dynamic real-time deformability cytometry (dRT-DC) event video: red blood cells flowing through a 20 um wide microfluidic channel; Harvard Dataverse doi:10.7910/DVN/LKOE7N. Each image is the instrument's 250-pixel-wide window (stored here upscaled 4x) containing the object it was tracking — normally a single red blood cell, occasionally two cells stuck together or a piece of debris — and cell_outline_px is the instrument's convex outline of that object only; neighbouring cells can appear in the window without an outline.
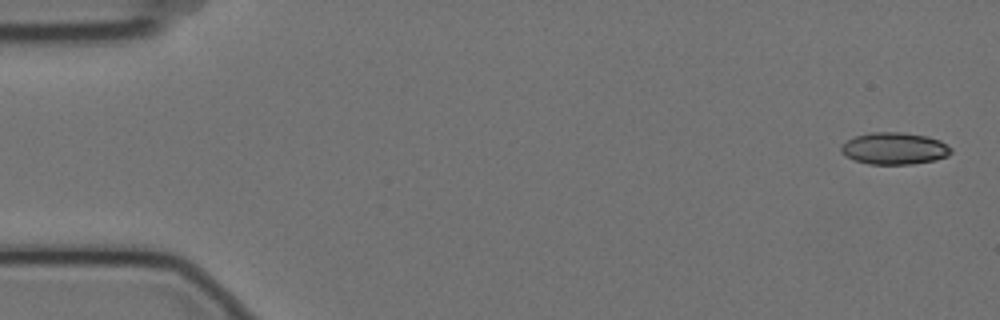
{"species": "Egyptian fruit bat (a non-hibernating species)", "species_latin": "Rousettus aegyptiacus", "temperature_condition": "cold", "stored_images_in_passage": 6, "camera_frame_rate_fps": 3000, "um_per_image_px": 0.085, "animal": {"sex": "female"}, "frame": {"image": 1, "passage_image": 1, "time_ms": 0.0, "image_size_px": [1000, 320], "cell_outline_px": [[952, 152], [948, 156], [936, 160], [912, 164], [868, 164], [856, 160], [840, 152], [840, 144], [856, 136], [872, 132], [904, 132], [928, 136], [940, 140], [952, 148]], "centroid_in_image_um": [76.05, 12.61], "position_along_channel_um": 9.0, "area_um2": 20.58}}
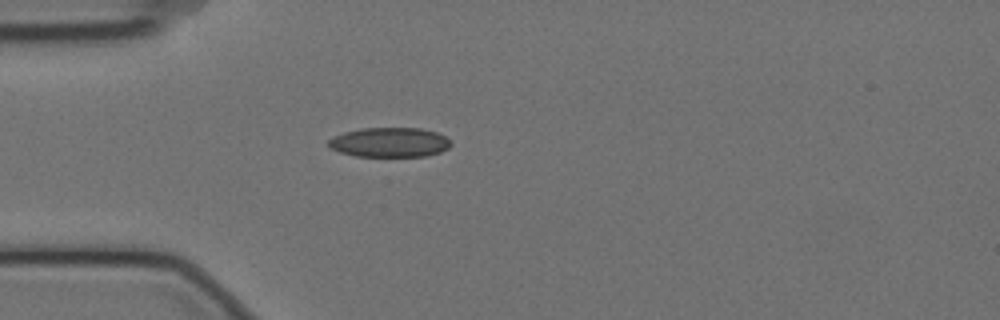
{"frame": {"image": 2, "passage_image": 5, "time_ms": 1.333, "image_size_px": [1000, 320], "cell_outline_px": [[452, 144], [448, 148], [440, 152], [428, 156], [356, 156], [340, 152], [332, 148], [328, 144], [328, 140], [332, 136], [344, 132], [360, 128], [420, 128], [436, 132], [452, 140]], "centroid_in_image_um": [33.13, 12.09], "position_along_channel_um": 51.9, "area_um2": 21.21}}